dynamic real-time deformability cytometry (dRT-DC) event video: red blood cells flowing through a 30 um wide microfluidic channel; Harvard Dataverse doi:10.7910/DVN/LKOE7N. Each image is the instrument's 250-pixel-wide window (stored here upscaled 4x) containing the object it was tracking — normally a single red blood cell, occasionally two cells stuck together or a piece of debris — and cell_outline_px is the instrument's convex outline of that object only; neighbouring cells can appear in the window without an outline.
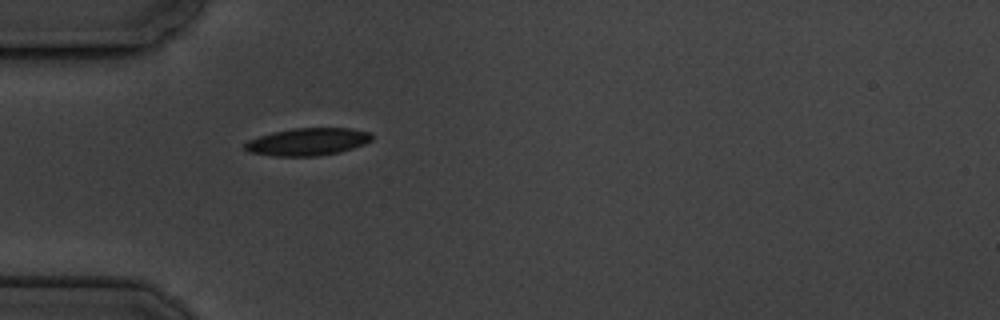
{"species": "common noctule bat (a hibernating species)", "species_latin": "Nyctalus noctula", "temperature_condition": "cold", "stored_images_in_passage": 1, "camera_frame_rate_fps": 3000, "um_per_image_px": 0.085, "animal": {"sex": "male", "body_mass_g": 19.5, "forearm_length_mm": 54.6}, "frame": {"image": 1, "passage_image": 1, "time_ms": 0.0, "image_size_px": [1000, 320], "cell_outline_px": [[372, 140], [364, 144], [340, 152], [316, 156], [276, 156], [248, 152], [244, 148], [244, 144], [248, 140], [272, 132], [292, 128], [352, 128], [372, 132]], "centroid_in_image_um": [26.17, 12.04], "position_along_channel_um": 58.8, "area_um2": 20.4}}